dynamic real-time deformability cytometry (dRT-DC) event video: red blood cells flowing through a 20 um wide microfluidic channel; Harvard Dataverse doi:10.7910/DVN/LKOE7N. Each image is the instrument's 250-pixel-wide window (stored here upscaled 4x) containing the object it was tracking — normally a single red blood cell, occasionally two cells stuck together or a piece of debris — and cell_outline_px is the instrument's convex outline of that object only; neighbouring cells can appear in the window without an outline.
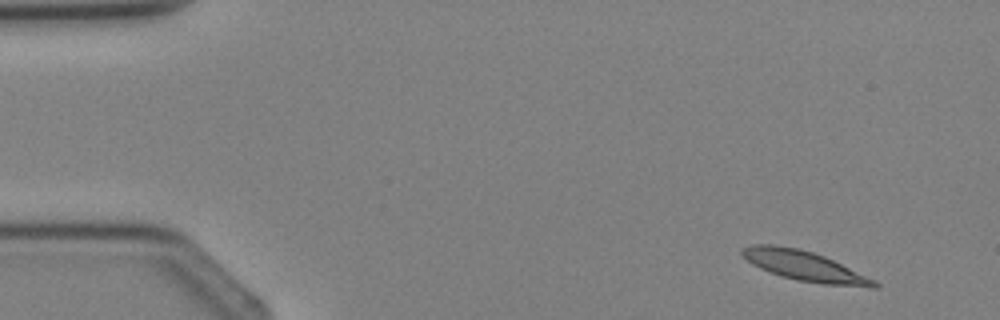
{"species": "Egyptian fruit bat (a non-hibernating species)", "species_latin": "Rousettus aegyptiacus", "temperature_condition": "cold", "stored_images_in_passage": 4, "camera_frame_rate_fps": 3000, "um_per_image_px": 0.085, "animal": {"sex": "female"}, "frame": {"image": 1, "passage_image": 4, "time_ms": 4.333, "image_size_px": [1000, 320], "cell_outline_px": [[880, 284], [876, 288], [868, 288], [824, 284], [796, 280], [760, 268], [752, 264], [740, 252], [740, 248], [752, 244], [772, 244], [800, 248], [824, 256], [876, 280]], "centroid_in_image_um": [68.41, 22.61], "position_along_channel_um": 16.6, "area_um2": 23.0}}